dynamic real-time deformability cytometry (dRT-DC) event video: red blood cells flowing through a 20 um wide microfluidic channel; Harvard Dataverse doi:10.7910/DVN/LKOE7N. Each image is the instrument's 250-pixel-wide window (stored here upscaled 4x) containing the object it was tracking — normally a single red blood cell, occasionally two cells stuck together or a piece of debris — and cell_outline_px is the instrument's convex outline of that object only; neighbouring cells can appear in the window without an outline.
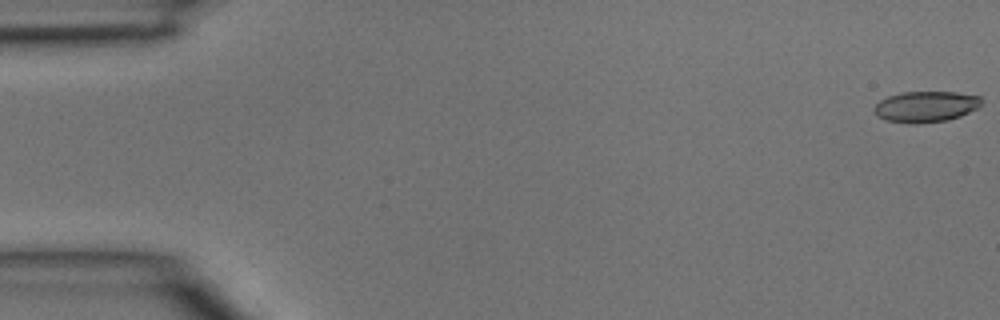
{"species": "common noctule bat (a hibernating species)", "species_latin": "Nyctalus noctula", "temperature_condition": "room temperature", "stored_images_in_passage": 4, "camera_frame_rate_fps": 3000, "um_per_image_px": 0.085, "animal": {"sex": "male", "body_mass_g": 15.6}, "frame": {"image": 1, "passage_image": 1, "time_ms": 0.0, "image_size_px": [1000, 320], "cell_outline_px": [[980, 104], [976, 108], [960, 116], [948, 120], [920, 124], [908, 124], [884, 120], [876, 116], [872, 108], [880, 100], [888, 96], [900, 92], [956, 92], [980, 96]], "centroid_in_image_um": [78.62, 9.08], "position_along_channel_um": 6.4, "area_um2": 19.54}}
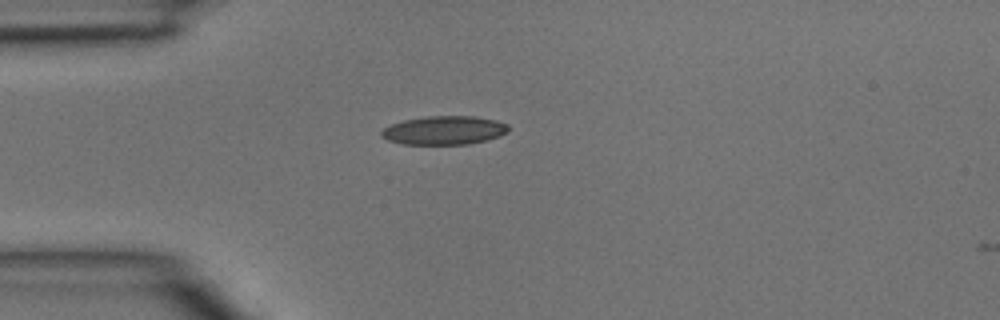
{"frame": {"image": 2, "passage_image": 4, "time_ms": 1.0, "image_size_px": [1000, 320], "cell_outline_px": [[508, 132], [500, 136], [488, 140], [468, 144], [404, 144], [388, 140], [380, 136], [380, 132], [384, 128], [392, 124], [404, 120], [428, 116], [476, 116], [496, 120], [508, 124]], "centroid_in_image_um": [37.78, 11.07], "position_along_channel_um": 47.2, "area_um2": 21.27}}